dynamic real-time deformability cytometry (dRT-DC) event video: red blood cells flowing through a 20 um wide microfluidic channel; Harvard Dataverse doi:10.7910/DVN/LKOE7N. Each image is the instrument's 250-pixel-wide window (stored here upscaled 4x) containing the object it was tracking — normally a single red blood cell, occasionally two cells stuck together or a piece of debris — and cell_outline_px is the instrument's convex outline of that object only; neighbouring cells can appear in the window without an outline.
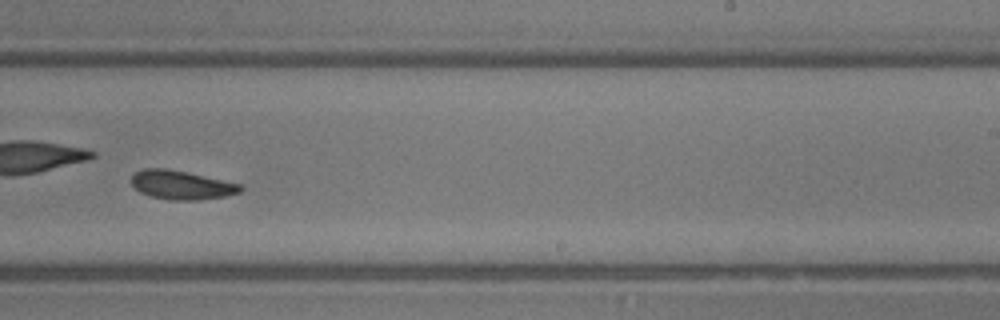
{"species": "common noctule bat (a hibernating species)", "species_latin": "Nyctalus noctula", "temperature_condition": "room temperature", "stored_images_in_passage": 27, "camera_frame_rate_fps": 3000, "um_per_image_px": 0.085, "animal": {"sex": "male", "body_mass_g": 13.3}, "frame": {"image": 1, "passage_image": 12, "time_ms": 3.667, "image_size_px": [1000, 320], "cell_outline_px": [[244, 188], [240, 192], [224, 196], [196, 200], [168, 200], [152, 196], [140, 192], [132, 184], [132, 176], [136, 172], [144, 168], [164, 168], [188, 172], [240, 184]], "centroid_in_image_um": [15.42, 15.72], "position_along_channel_um": 273.6, "area_um2": 18.15}}
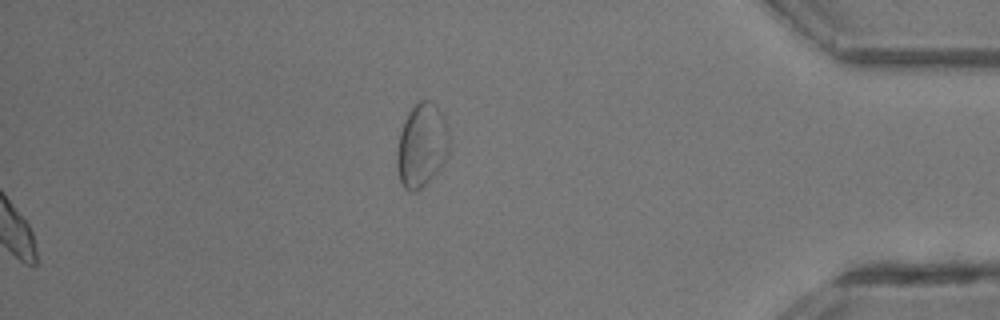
{"frame": {"image": 2, "passage_image": 27, "time_ms": 8.667, "image_size_px": [1000, 320], "cell_outline_px": [[448, 152], [440, 168], [420, 188], [412, 192], [404, 188], [400, 180], [396, 168], [396, 156], [400, 132], [404, 120], [408, 112], [420, 100], [428, 100], [440, 112], [444, 120], [448, 132]], "centroid_in_image_um": [35.81, 12.37], "position_along_channel_um": 399.4, "area_um2": 24.97}}